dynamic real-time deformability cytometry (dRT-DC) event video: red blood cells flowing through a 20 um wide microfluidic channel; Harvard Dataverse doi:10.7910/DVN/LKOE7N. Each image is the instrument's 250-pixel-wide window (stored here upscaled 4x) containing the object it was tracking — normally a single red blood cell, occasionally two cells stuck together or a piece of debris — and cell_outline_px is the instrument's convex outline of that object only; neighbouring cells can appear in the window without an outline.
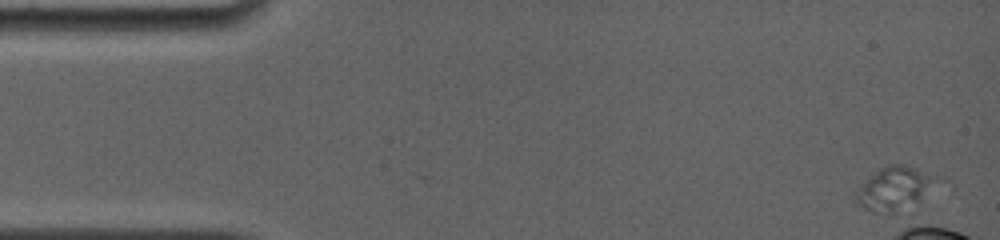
{"species": "common noctule bat (a hibernating species)", "species_latin": "Nyctalus noctula", "temperature_condition": "room temperature", "stored_images_in_passage": 14, "camera_frame_rate_fps": 4000, "um_per_image_px": 0.085, "animal": {"sex": "female", "body_mass_g": 19.0, "forearm_length_mm": 56.7}, "frame": {"image": 1, "passage_image": 1, "time_ms": 0.0, "image_size_px": [1000, 240], "cell_outline_px": [[936, 176], [920, 200], [892, 212], [872, 212], [864, 208], [852, 200], [852, 192], [880, 168], [892, 164], [904, 164], [916, 168]], "centroid_in_image_um": [75.87, 16.01], "position_along_channel_um": 9.1, "area_um2": 19.59}}
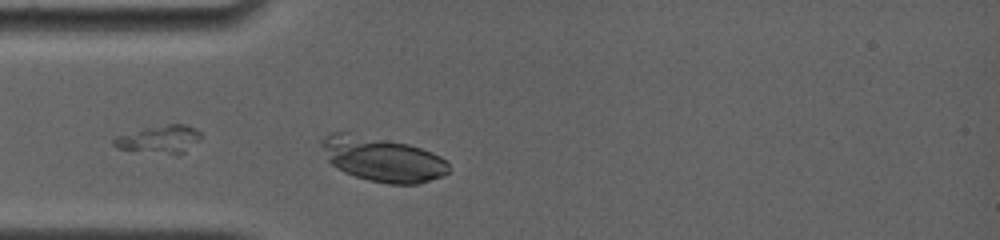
{"frame": {"image": 2, "passage_image": 7, "time_ms": 4.75, "image_size_px": [1000, 240], "cell_outline_px": [[448, 172], [440, 176], [416, 184], [388, 184], [368, 180], [344, 172], [332, 164], [328, 160], [320, 144], [320, 140], [324, 136], [332, 132], [348, 132], [408, 144], [432, 152], [440, 156], [448, 164]], "centroid_in_image_um": [32.45, 13.52], "position_along_channel_um": 52.5, "area_um2": 32.71}}
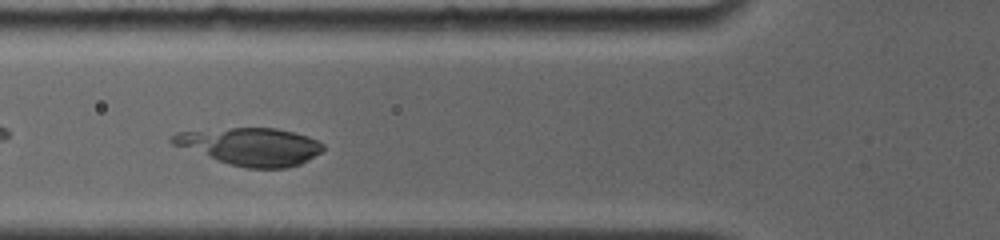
{"frame": {"image": 3, "passage_image": 9, "time_ms": 6.25, "image_size_px": [1000, 240], "cell_outline_px": [[324, 148], [320, 152], [308, 160], [300, 164], [288, 168], [244, 168], [172, 144], [168, 140], [176, 132], [232, 128], [276, 128], [308, 136], [324, 144]], "centroid_in_image_um": [21.33, 12.44], "position_along_channel_um": 104.5, "area_um2": 32.43}}